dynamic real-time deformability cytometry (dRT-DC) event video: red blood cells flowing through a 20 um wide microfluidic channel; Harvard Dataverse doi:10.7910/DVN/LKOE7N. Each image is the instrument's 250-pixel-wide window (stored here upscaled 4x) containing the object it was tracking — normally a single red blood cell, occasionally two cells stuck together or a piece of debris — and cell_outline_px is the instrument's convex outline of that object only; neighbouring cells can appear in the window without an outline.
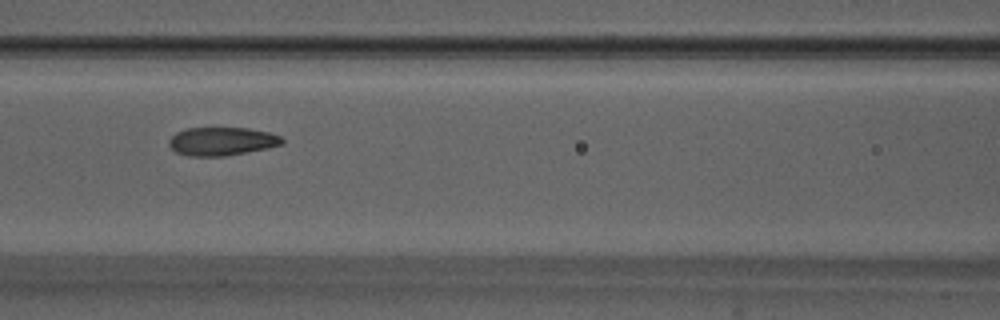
{"species": "Egyptian fruit bat (a non-hibernating species)", "species_latin": "Rousettus aegyptiacus", "temperature_condition": "warm", "stored_images_in_passage": 15, "camera_frame_rate_fps": 3000, "um_per_image_px": 0.085, "animal": {"sex": "male"}, "frame": {"image": 1, "passage_image": 7, "time_ms": 2.0, "image_size_px": [1000, 320], "cell_outline_px": [[284, 144], [268, 148], [224, 156], [188, 156], [176, 152], [168, 144], [168, 140], [176, 132], [188, 128], [248, 128], [268, 132], [280, 136], [284, 140]], "centroid_in_image_um": [18.85, 12.01], "position_along_channel_um": 147.7, "area_um2": 18.67}}